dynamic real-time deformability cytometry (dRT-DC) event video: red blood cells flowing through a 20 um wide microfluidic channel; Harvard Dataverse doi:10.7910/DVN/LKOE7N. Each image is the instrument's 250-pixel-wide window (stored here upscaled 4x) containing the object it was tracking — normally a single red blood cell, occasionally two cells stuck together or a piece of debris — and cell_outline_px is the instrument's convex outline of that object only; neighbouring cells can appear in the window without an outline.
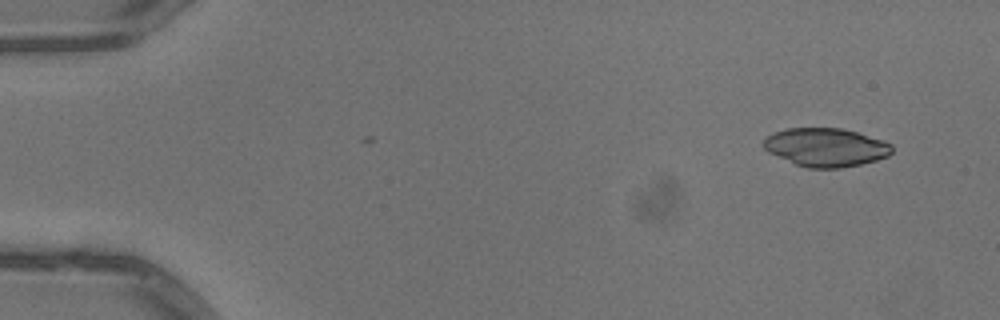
{"species": "common noctule bat (a hibernating species)", "species_latin": "Nyctalus noctula", "temperature_condition": "warm", "stored_images_in_passage": 6, "camera_frame_rate_fps": 3000, "um_per_image_px": 0.085, "animal": {"sex": "male", "body_mass_g": 13.3}, "frame": {"image": 1, "passage_image": 1, "time_ms": 0.0, "image_size_px": [1000, 320], "cell_outline_px": [[892, 152], [888, 156], [876, 160], [860, 164], [840, 168], [808, 168], [796, 164], [768, 152], [760, 144], [764, 136], [772, 132], [784, 128], [840, 128], [856, 132], [884, 140], [892, 144]], "centroid_in_image_um": [70.15, 12.51], "position_along_channel_um": 14.9, "area_um2": 29.02}}